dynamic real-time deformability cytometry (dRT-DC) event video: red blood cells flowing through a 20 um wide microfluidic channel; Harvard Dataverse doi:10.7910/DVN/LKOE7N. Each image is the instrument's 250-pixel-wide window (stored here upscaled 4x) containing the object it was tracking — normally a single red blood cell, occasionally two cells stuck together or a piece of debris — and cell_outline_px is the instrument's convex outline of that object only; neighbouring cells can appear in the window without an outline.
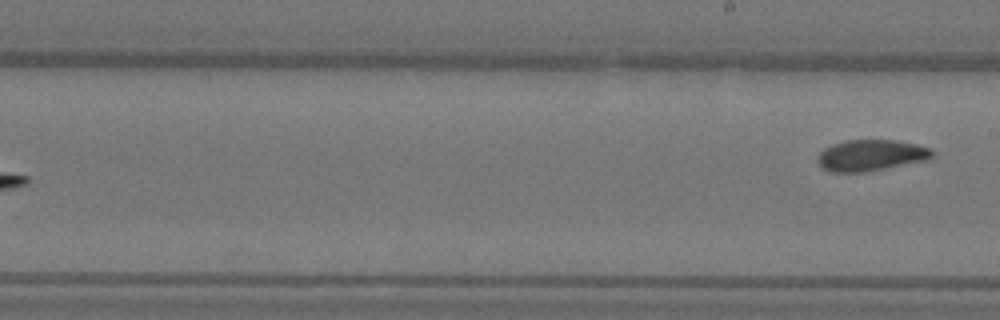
{"species": "Egyptian fruit bat (a non-hibernating species)", "species_latin": "Rousettus aegyptiacus", "temperature_condition": "warm", "stored_images_in_passage": 9, "segment_of_instrument_passage": [2, 2], "camera_frame_rate_fps": 3000, "um_per_image_px": 0.085, "animal": {"sex": "female"}, "frame": {"image": 1, "passage_image": 9, "time_ms": 2.667, "image_size_px": [1000, 320], "cell_outline_px": [[932, 156], [928, 160], [864, 172], [832, 172], [824, 168], [816, 160], [816, 156], [824, 148], [832, 144], [844, 140], [896, 140], [916, 144], [932, 148]], "centroid_in_image_um": [74.01, 13.19], "position_along_channel_um": 215.0, "area_um2": 20.87}}